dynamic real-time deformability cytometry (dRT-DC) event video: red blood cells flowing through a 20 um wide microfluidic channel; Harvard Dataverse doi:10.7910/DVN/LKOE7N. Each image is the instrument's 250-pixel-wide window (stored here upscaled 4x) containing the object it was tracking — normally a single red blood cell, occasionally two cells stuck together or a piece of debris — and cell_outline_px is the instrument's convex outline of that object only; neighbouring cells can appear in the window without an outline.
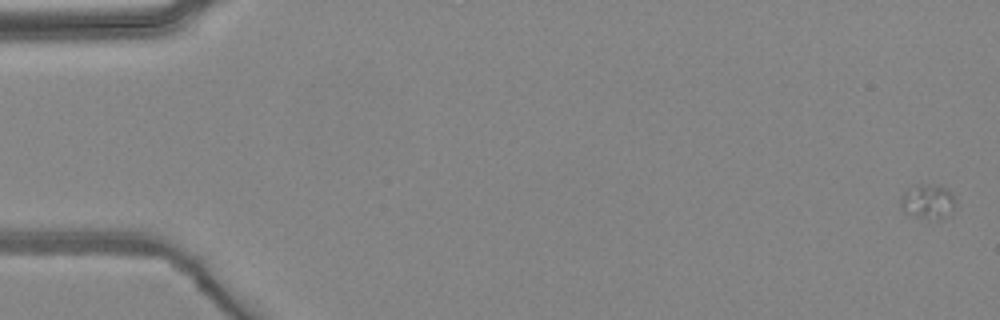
{"species": "common noctule bat (a hibernating species)", "species_latin": "Nyctalus noctula", "temperature_condition": "warm", "stored_images_in_passage": 5, "camera_frame_rate_fps": 3000, "um_per_image_px": 0.085, "animal": {"sex": "female", "body_mass_g": 24.6, "forearm_length_mm": 56.2}, "frame": {"image": 1, "passage_image": 1, "time_ms": 0.0, "image_size_px": [1000, 320], "cell_outline_px": [[956, 204], [940, 220], [912, 216], [904, 212], [900, 208], [900, 200], [908, 188], [916, 184], [928, 184], [944, 188], [952, 196]], "centroid_in_image_um": [78.79, 17.14], "position_along_channel_um": 6.2, "area_um2": 10.75}}